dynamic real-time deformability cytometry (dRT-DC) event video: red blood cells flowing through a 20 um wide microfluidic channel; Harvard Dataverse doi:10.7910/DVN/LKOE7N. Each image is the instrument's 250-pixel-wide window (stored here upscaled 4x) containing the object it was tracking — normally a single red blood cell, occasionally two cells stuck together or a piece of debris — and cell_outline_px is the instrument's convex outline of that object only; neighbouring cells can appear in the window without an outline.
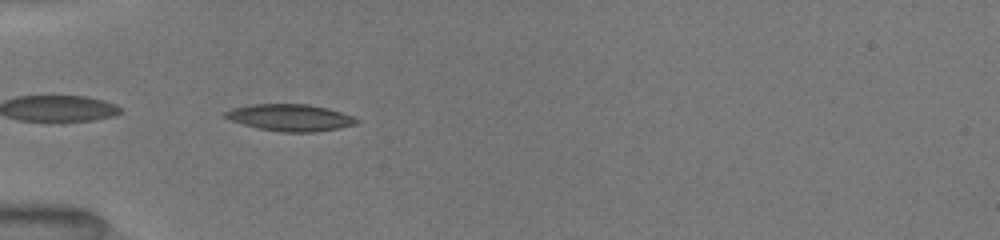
{"species": "common noctule bat (a hibernating species)", "species_latin": "Nyctalus noctula", "temperature_condition": "room temperature", "stored_images_in_passage": 36, "camera_frame_rate_fps": 3000, "um_per_image_px": 0.085, "animal": {"sex": "female", "body_mass_g": 19.5, "forearm_length_mm": 54.1}, "frame": {"image": 1, "passage_image": 1, "time_ms": 0.0, "image_size_px": [1000, 240], "cell_outline_px": [[360, 120], [356, 124], [340, 128], [316, 132], [280, 132], [256, 128], [232, 120], [224, 116], [224, 112], [232, 108], [252, 104], [308, 104], [328, 108], [352, 116]], "centroid_in_image_um": [24.68, 10.0], "position_along_channel_um": 60.3, "area_um2": 20.52}}
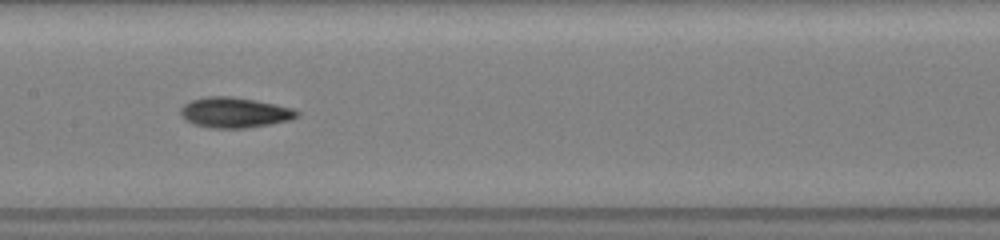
{"frame": {"image": 2, "passage_image": 11, "time_ms": 3.333, "image_size_px": [1000, 240], "cell_outline_px": [[300, 116], [292, 120], [244, 128], [212, 128], [192, 124], [180, 116], [180, 108], [184, 104], [192, 100], [204, 96], [232, 96], [276, 104], [292, 108], [300, 112]], "centroid_in_image_um": [19.93, 9.56], "position_along_channel_um": 187.5, "area_um2": 20.75}}
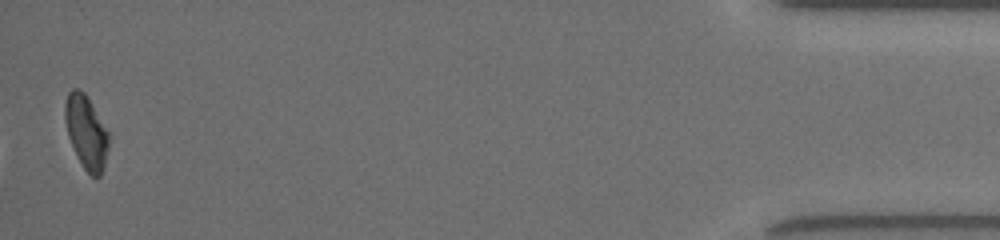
{"frame": {"image": 3, "passage_image": 35, "time_ms": 11.333, "image_size_px": [1000, 240], "cell_outline_px": [[112, 136], [104, 168], [100, 176], [96, 180], [84, 168], [76, 156], [68, 136], [64, 120], [64, 104], [68, 92], [72, 88], [76, 88], [84, 92]], "centroid_in_image_um": [7.35, 11.25], "position_along_channel_um": 427.8, "area_um2": 19.25}, "authors_computed_cell_mechanics": {"area_um2": 19.4208, "velocity_mm_per_s": 4.0229, "shape_relaxation_time_tau1_ms": 7.0912, "shape_relaxation_time_tau2_ms": 5.6147, "deformation_change_tau1": 0.1898, "deformation_change_tau2": 0.1406}}